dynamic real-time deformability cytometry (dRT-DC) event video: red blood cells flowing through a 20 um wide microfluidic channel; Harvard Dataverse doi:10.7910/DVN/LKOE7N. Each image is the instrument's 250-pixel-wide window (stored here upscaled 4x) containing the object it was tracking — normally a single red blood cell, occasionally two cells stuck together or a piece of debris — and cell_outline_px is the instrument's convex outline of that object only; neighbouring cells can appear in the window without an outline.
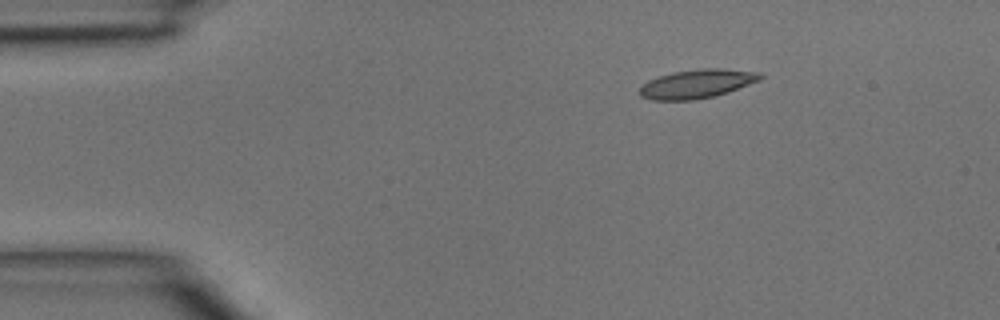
{"species": "common noctule bat (a hibernating species)", "species_latin": "Nyctalus noctula", "temperature_condition": "room temperature", "stored_images_in_passage": 3, "camera_frame_rate_fps": 3000, "um_per_image_px": 0.085, "animal": {"sex": "male", "body_mass_g": 15.6}, "frame": {"image": 1, "passage_image": 1, "time_ms": 0.0, "image_size_px": [1000, 320], "cell_outline_px": [[764, 76], [760, 80], [728, 92], [712, 96], [692, 100], [652, 100], [640, 96], [640, 88], [648, 80], [672, 72], [700, 68], [720, 68], [760, 72]], "centroid_in_image_um": [59.26, 7.11], "position_along_channel_um": 25.7, "area_um2": 20.17}}
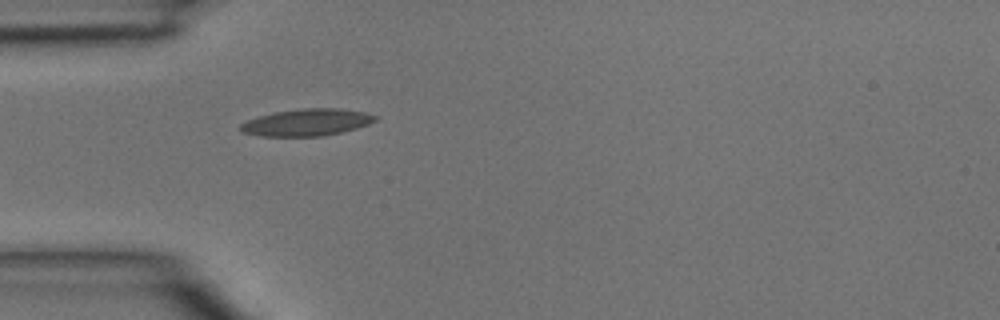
{"frame": {"image": 2, "passage_image": 3, "time_ms": 0.667, "image_size_px": [1000, 320], "cell_outline_px": [[376, 120], [368, 124], [356, 128], [324, 136], [260, 136], [240, 132], [240, 124], [248, 120], [260, 116], [276, 112], [304, 108], [340, 108], [364, 112], [376, 116]], "centroid_in_image_um": [26.06, 10.4], "position_along_channel_um": 58.9, "area_um2": 20.98}}